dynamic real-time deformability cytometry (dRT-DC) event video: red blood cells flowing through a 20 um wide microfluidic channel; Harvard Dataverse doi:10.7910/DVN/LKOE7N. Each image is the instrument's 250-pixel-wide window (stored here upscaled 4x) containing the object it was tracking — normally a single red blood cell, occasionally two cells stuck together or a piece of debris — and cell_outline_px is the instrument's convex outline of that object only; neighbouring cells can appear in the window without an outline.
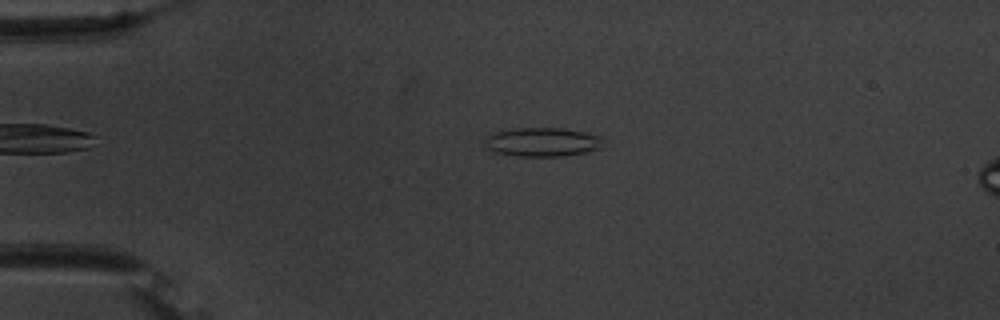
{"species": "common noctule bat (a hibernating species)", "species_latin": "Nyctalus noctula", "temperature_condition": "warm", "stored_images_in_passage": 47, "camera_frame_rate_fps": 3000, "um_per_image_px": 0.085, "animal": {"sex": "male", "body_mass_g": 20.1, "forearm_length_mm": 53.5}, "frame": {"image": 1, "passage_image": 5, "time_ms": 1.333, "image_size_px": [1000, 320], "cell_outline_px": [[604, 136], [600, 148], [584, 152], [560, 156], [516, 156], [496, 152], [488, 148], [484, 144], [484, 136], [488, 132], [516, 128], [560, 128], [584, 132]], "centroid_in_image_um": [46.04, 12.05], "position_along_channel_um": 39.0, "area_um2": 20.11}}
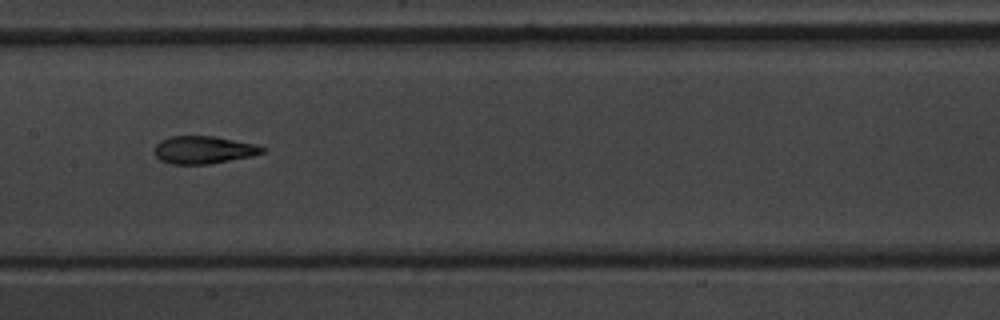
{"frame": {"image": 2, "passage_image": 20, "time_ms": 6.333, "image_size_px": [1000, 320], "cell_outline_px": [[268, 148], [264, 152], [252, 156], [208, 164], [168, 164], [160, 160], [156, 156], [156, 144], [160, 140], [172, 136], [216, 136], [256, 144]], "centroid_in_image_um": [17.34, 12.73], "position_along_channel_um": 190.1, "area_um2": 17.46}}
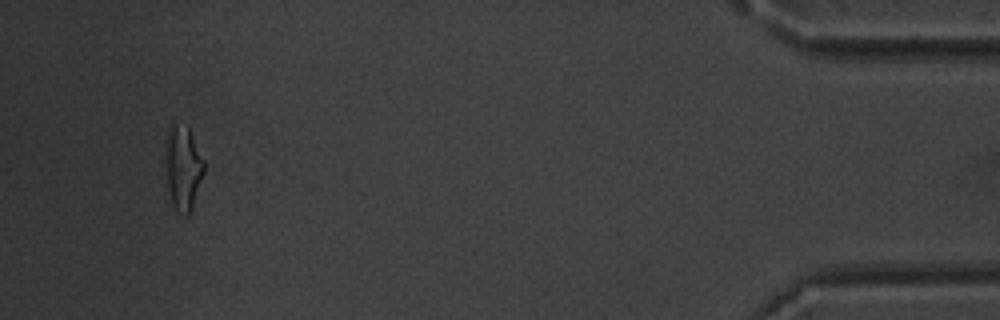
{"frame": {"image": 3, "passage_image": 44, "time_ms": 14.333, "image_size_px": [1000, 320], "cell_outline_px": [[204, 172], [192, 204], [188, 212], [184, 216], [172, 204], [164, 184], [164, 140], [168, 128], [172, 124], [188, 124], [204, 160]], "centroid_in_image_um": [15.48, 14.16], "position_along_channel_um": 419.7, "area_um2": 19.65}, "authors_computed_cell_mechanics": {"area_um2": 17.7446, "velocity_mm_per_s": 3.737, "shape_relaxation_time_tau1_ms": null, "shape_relaxation_time_tau2_ms": 2.2944, "deformation_change_tau1": null, "deformation_change_tau2": 0.1157}}